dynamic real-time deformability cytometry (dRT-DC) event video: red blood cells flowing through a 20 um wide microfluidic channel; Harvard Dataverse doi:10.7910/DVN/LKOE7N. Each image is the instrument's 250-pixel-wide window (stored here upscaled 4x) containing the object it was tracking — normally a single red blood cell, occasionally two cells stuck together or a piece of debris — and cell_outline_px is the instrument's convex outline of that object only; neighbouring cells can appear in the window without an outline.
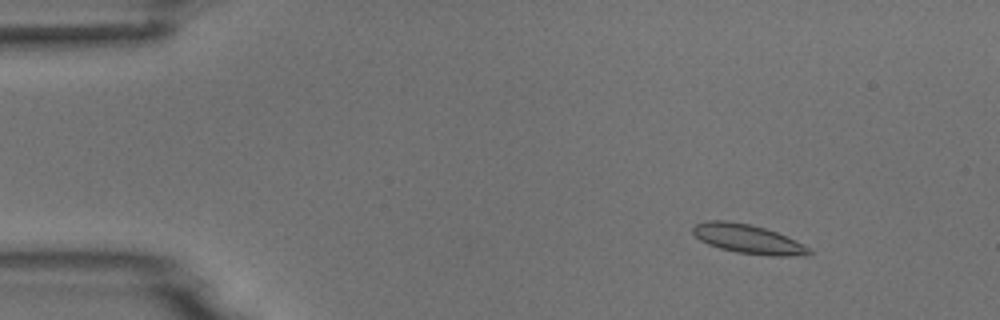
{"species": "common noctule bat (a hibernating species)", "species_latin": "Nyctalus noctula", "temperature_condition": "room temperature", "stored_images_in_passage": 8, "camera_frame_rate_fps": 3000, "um_per_image_px": 0.085, "animal": {"sex": "male", "body_mass_g": 18.8}, "frame": {"image": 1, "passage_image": 2, "time_ms": 1.0, "image_size_px": [1000, 320], "cell_outline_px": [[812, 252], [804, 256], [772, 256], [736, 252], [720, 248], [708, 244], [700, 240], [692, 232], [692, 228], [696, 224], [704, 220], [728, 220], [748, 224], [764, 228], [776, 232], [808, 248]], "centroid_in_image_um": [63.5, 20.31], "position_along_channel_um": 21.5, "area_um2": 19.42}}
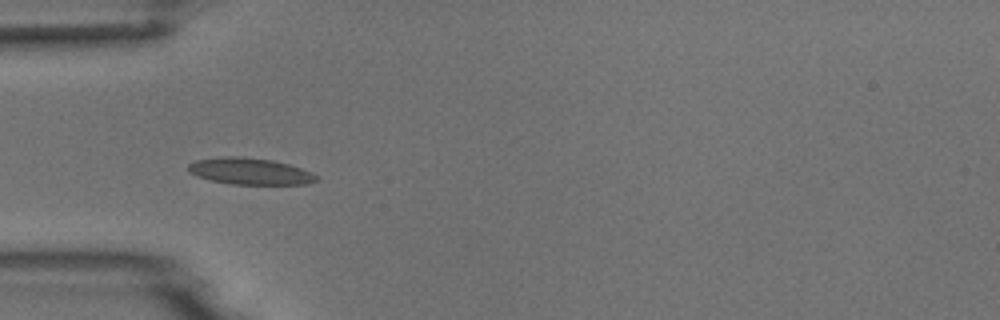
{"frame": {"image": 2, "passage_image": 5, "time_ms": 4.333, "image_size_px": [1000, 320], "cell_outline_px": [[320, 180], [308, 184], [232, 184], [212, 180], [188, 172], [188, 164], [196, 160], [224, 156], [240, 156], [272, 160], [288, 164], [300, 168], [316, 176]], "centroid_in_image_um": [21.24, 14.55], "position_along_channel_um": 63.8, "area_um2": 19.59}}